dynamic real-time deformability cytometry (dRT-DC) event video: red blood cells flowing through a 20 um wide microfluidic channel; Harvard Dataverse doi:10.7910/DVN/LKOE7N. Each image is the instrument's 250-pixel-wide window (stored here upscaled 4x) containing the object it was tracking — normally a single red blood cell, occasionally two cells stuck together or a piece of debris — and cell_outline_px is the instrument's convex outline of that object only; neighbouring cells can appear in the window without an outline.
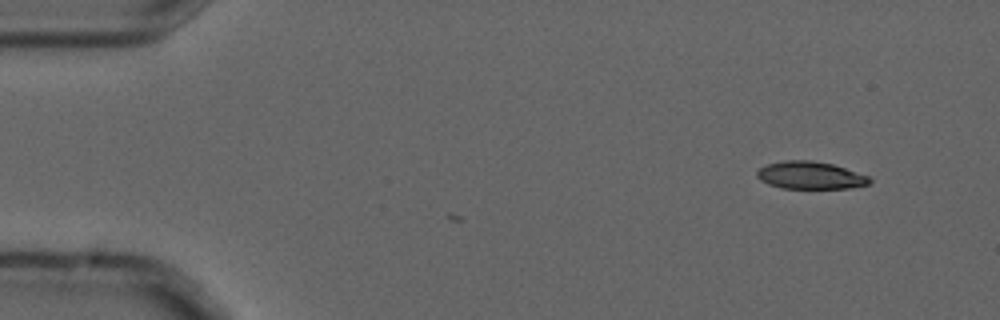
{"species": "common noctule bat (a hibernating species)", "species_latin": "Nyctalus noctula", "temperature_condition": "cold", "stored_images_in_passage": 2, "camera_frame_rate_fps": 3000, "um_per_image_px": 0.085, "animal": {"sex": "male", "forearm_length_mm": 52.5}, "frame": {"image": 1, "passage_image": 2, "time_ms": 0.333, "image_size_px": [1000, 320], "cell_outline_px": [[872, 180], [868, 184], [848, 188], [780, 188], [768, 184], [760, 180], [756, 176], [756, 172], [760, 168], [768, 164], [784, 160], [812, 160], [832, 164], [868, 176]], "centroid_in_image_um": [68.84, 14.9], "position_along_channel_um": 16.2, "area_um2": 17.92}}